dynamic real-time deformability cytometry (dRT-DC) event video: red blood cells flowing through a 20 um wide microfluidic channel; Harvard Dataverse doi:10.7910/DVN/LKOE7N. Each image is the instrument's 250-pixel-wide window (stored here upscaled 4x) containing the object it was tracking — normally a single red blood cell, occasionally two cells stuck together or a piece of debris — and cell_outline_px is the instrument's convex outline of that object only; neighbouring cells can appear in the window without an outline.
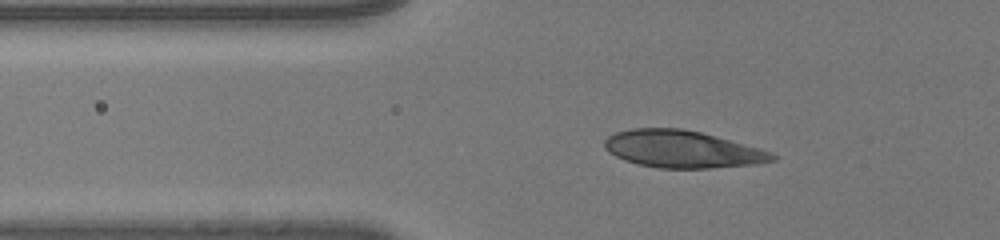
{"species": "human", "species_latin": "Homo sapiens", "temperature_condition": "room temperature", "stored_images_in_passage": 45, "camera_frame_rate_fps": 3000, "um_per_image_px": 0.085, "donor": {"sex": "male"}, "frame": {"image": 1, "passage_image": 13, "time_ms": 4.0, "image_size_px": [1000, 240], "cell_outline_px": [[780, 156], [776, 160], [756, 164], [712, 168], [656, 168], [636, 164], [624, 160], [608, 152], [604, 148], [604, 140], [608, 136], [616, 132], [632, 128], [684, 128], [716, 136], [760, 148], [772, 152]], "centroid_in_image_um": [58.0, 12.68], "position_along_channel_um": 67.8, "area_um2": 36.7}}
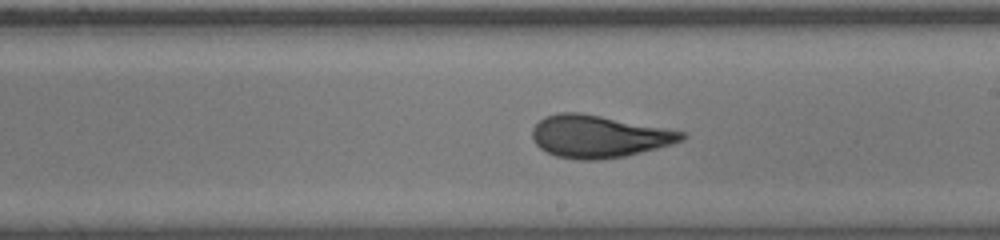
{"frame": {"image": 2, "passage_image": 27, "time_ms": 8.667, "image_size_px": [1000, 240], "cell_outline_px": [[688, 136], [684, 140], [672, 144], [624, 156], [600, 160], [580, 160], [556, 156], [540, 148], [532, 140], [532, 128], [544, 116], [560, 112], [580, 112], [688, 132]], "centroid_in_image_um": [50.9, 11.59], "position_along_channel_um": 238.1, "area_um2": 36.99}}
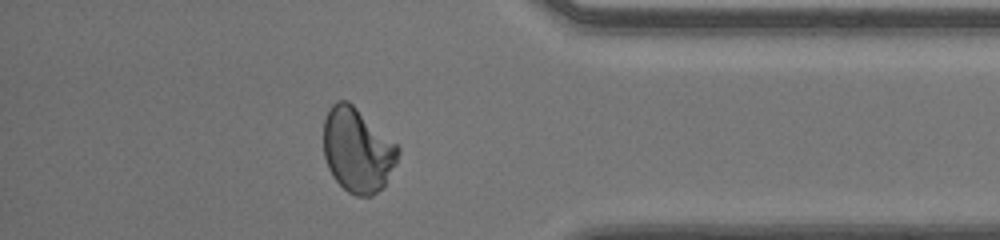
{"frame": {"image": 3, "passage_image": 40, "time_ms": 13.0, "image_size_px": [1000, 240], "cell_outline_px": [[400, 152], [396, 164], [384, 184], [372, 196], [356, 196], [348, 192], [332, 176], [328, 168], [324, 156], [324, 120], [328, 108], [336, 100], [348, 100], [396, 144], [400, 148]], "centroid_in_image_um": [30.36, 12.75], "position_along_channel_um": 404.8, "area_um2": 36.41}, "authors_computed_cell_mechanics": {"area_um2": 35.9516, "velocity_mm_per_s": 4.0724, "shape_relaxation_time_tau1_ms": 4.6606, "shape_relaxation_time_tau2_ms": null, "deformation_change_tau1": 0.1848, "deformation_change_tau2": null}}